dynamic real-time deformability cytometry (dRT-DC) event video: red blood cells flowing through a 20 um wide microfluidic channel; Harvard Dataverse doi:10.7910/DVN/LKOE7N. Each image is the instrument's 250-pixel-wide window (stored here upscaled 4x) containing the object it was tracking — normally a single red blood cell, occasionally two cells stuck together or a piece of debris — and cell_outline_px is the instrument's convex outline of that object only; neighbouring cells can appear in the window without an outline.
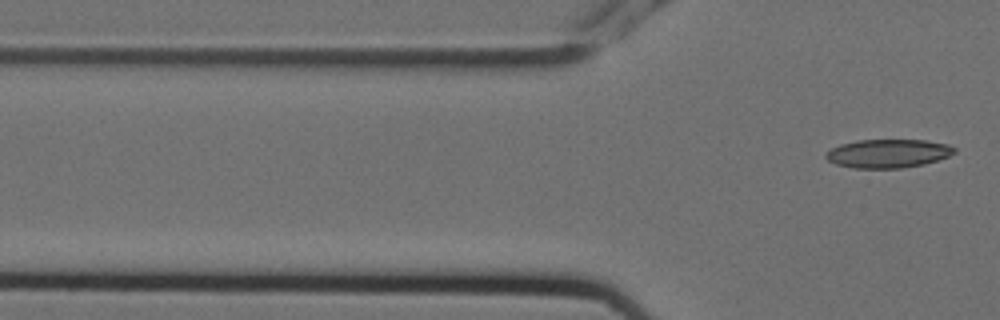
{"species": "Egyptian fruit bat (a non-hibernating species)", "species_latin": "Rousettus aegyptiacus", "temperature_condition": "cold", "stored_images_in_passage": 7, "segment_of_instrument_passage": [2, 2], "camera_frame_rate_fps": 3000, "um_per_image_px": 0.085, "animal": {"sex": "female"}, "frame": {"image": 1, "passage_image": 7, "time_ms": 2.0, "image_size_px": [1000, 320], "cell_outline_px": [[956, 152], [948, 156], [924, 164], [900, 168], [852, 168], [836, 164], [828, 160], [824, 156], [832, 148], [840, 144], [860, 140], [924, 140], [948, 144], [956, 148]], "centroid_in_image_um": [75.49, 13.04], "position_along_channel_um": 50.3, "area_um2": 21.27}}